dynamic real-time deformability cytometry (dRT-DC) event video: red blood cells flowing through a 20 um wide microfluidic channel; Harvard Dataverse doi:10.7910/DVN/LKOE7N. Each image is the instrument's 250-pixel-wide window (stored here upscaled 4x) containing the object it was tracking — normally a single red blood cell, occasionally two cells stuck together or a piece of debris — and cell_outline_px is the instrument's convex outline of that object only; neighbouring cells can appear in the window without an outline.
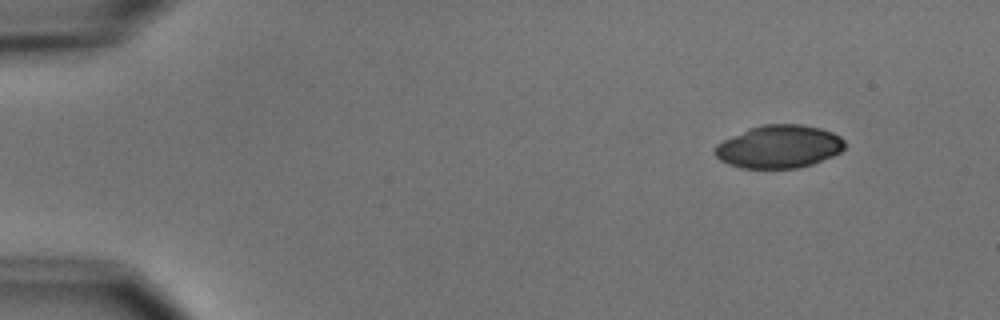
{"species": "common noctule bat (a hibernating species)", "species_latin": "Nyctalus noctula", "temperature_condition": "cold", "stored_images_in_passage": 2, "camera_frame_rate_fps": 3000, "um_per_image_px": 0.085, "animal": {"sex": "male", "body_mass_g": 15.6}, "frame": {"image": 1, "passage_image": 1, "time_ms": 0.0, "image_size_px": [1000, 320], "cell_outline_px": [[844, 148], [840, 152], [832, 156], [812, 164], [796, 168], [740, 168], [728, 164], [720, 160], [712, 152], [712, 148], [716, 144], [748, 128], [760, 124], [800, 124], [820, 128], [832, 132], [840, 136], [844, 140]], "centroid_in_image_um": [66.18, 12.46], "position_along_channel_um": 18.8, "area_um2": 32.66}}